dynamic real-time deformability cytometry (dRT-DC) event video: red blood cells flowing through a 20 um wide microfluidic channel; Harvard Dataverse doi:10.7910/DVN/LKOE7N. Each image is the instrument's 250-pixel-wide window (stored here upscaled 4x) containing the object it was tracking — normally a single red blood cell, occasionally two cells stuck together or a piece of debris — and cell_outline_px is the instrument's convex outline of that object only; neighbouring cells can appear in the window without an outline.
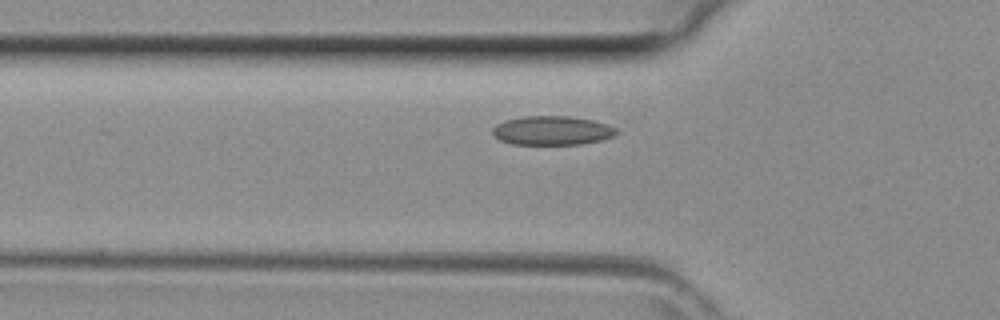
{"species": "common noctule bat (a hibernating species)", "species_latin": "Nyctalus noctula", "temperature_condition": "room temperature", "stored_images_in_passage": 31, "camera_frame_rate_fps": 3000, "um_per_image_px": 0.085, "animal": {"sex": "female", "body_mass_g": 29.2, "forearm_length_mm": 56.3}, "frame": {"image": 1, "passage_image": 2, "time_ms": 0.333, "image_size_px": [1000, 320], "cell_outline_px": [[620, 132], [616, 136], [600, 140], [580, 144], [512, 144], [500, 140], [492, 132], [492, 128], [496, 124], [504, 120], [524, 116], [568, 116], [592, 120], [608, 124], [616, 128]], "centroid_in_image_um": [46.95, 11.09], "position_along_channel_um": 78.8, "area_um2": 21.04}}
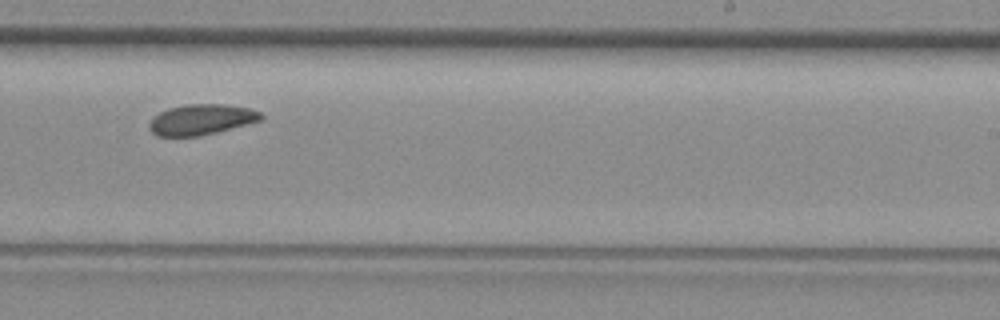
{"frame": {"image": 2, "passage_image": 14, "time_ms": 4.333, "image_size_px": [1000, 320], "cell_outline_px": [[264, 120], [200, 136], [156, 136], [148, 128], [148, 124], [160, 112], [168, 108], [184, 104], [224, 104], [252, 108], [260, 112], [264, 116]], "centroid_in_image_um": [17.15, 10.15], "position_along_channel_um": 271.9, "area_um2": 20.06}}
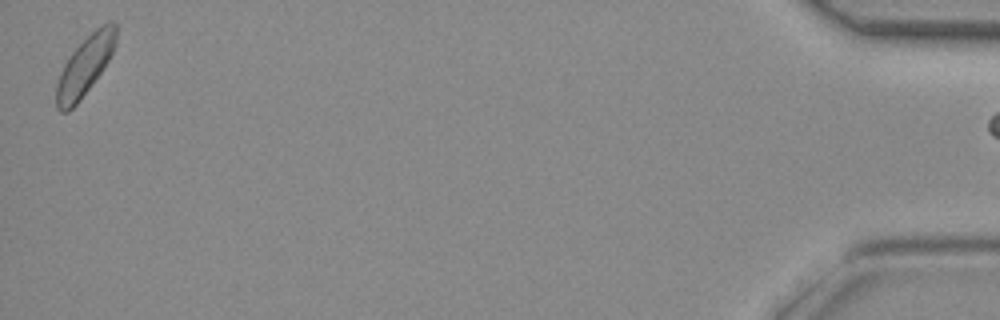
{"frame": {"image": 3, "passage_image": 30, "time_ms": 9.667, "image_size_px": [1000, 320], "cell_outline_px": [[116, 40], [112, 52], [108, 60], [100, 72], [80, 100], [68, 112], [60, 112], [56, 108], [56, 84], [64, 64], [72, 52], [96, 28], [108, 20], [112, 20], [116, 24]], "centroid_in_image_um": [7.2, 5.6], "position_along_channel_um": 428.0, "area_um2": 20.17}}